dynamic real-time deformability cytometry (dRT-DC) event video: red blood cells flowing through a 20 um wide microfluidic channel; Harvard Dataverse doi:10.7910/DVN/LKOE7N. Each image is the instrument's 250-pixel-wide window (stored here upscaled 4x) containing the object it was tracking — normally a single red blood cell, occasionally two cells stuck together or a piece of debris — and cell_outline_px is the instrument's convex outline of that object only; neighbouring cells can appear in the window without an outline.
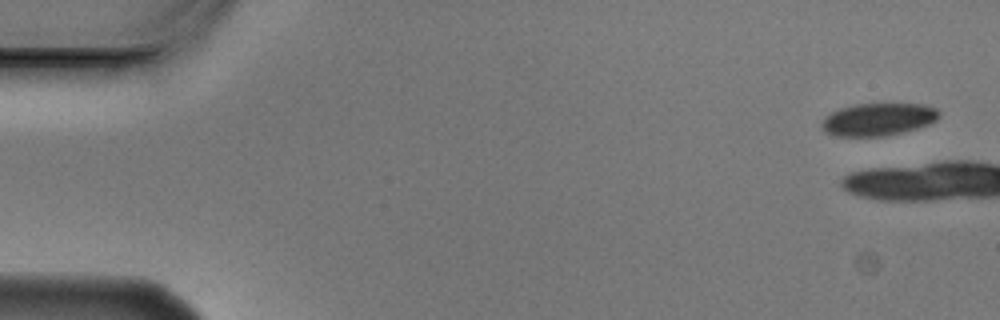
{"species": "Egyptian fruit bat (a non-hibernating species)", "species_latin": "Rousettus aegyptiacus", "temperature_condition": "cold", "stored_images_in_passage": 7, "camera_frame_rate_fps": 3000, "um_per_image_px": 0.085, "animal": {"sex": "male"}, "frame": {"image": 1, "passage_image": 1, "time_ms": 0.0, "image_size_px": [1000, 320], "cell_outline_px": [[940, 116], [936, 120], [928, 124], [916, 128], [900, 132], [880, 136], [836, 136], [824, 132], [820, 124], [824, 116], [840, 108], [856, 104], [924, 104], [936, 108], [940, 112]], "centroid_in_image_um": [74.61, 10.14], "position_along_channel_um": 10.4, "area_um2": 22.2}}
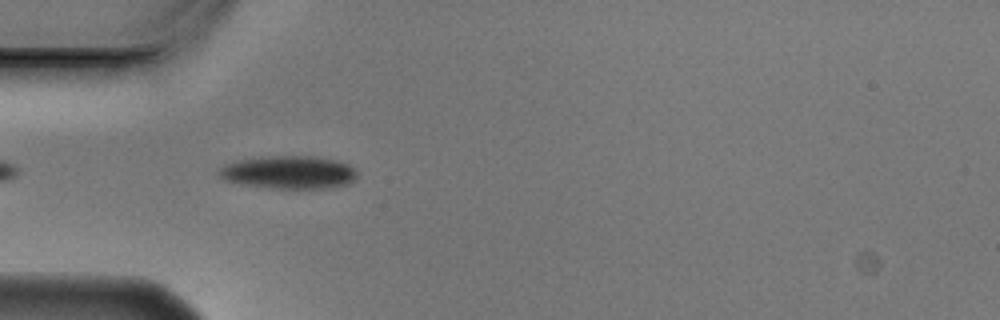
{"frame": {"image": 2, "passage_image": 6, "time_ms": 1.667, "image_size_px": [1000, 320], "cell_outline_px": [[360, 172], [356, 180], [348, 184], [332, 188], [272, 188], [244, 184], [224, 180], [216, 172], [224, 164], [240, 160], [260, 156], [312, 156], [332, 160], [348, 164], [356, 168]], "centroid_in_image_um": [24.59, 14.65], "position_along_channel_um": 60.4, "area_um2": 26.76}}
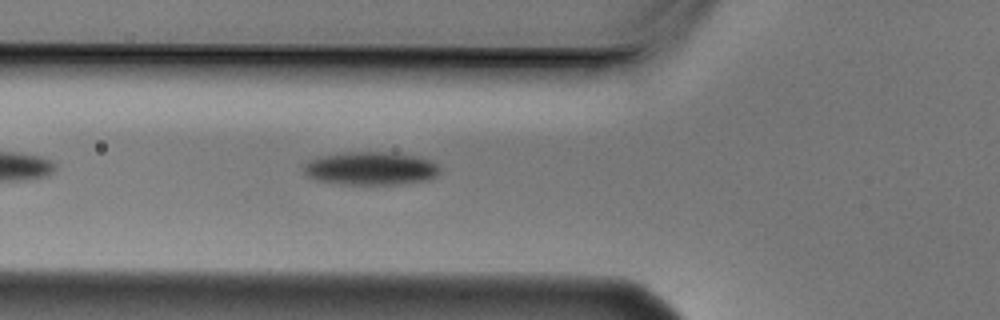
{"frame": {"image": 3, "passage_image": 7, "time_ms": 2.0, "image_size_px": [1000, 320], "cell_outline_px": [[440, 172], [436, 176], [428, 180], [404, 184], [340, 184], [316, 180], [308, 176], [300, 168], [308, 160], [320, 156], [348, 152], [392, 152], [416, 156], [428, 160], [436, 164], [440, 168]], "centroid_in_image_um": [31.49, 14.32], "position_along_channel_um": 94.3, "area_um2": 26.53}}